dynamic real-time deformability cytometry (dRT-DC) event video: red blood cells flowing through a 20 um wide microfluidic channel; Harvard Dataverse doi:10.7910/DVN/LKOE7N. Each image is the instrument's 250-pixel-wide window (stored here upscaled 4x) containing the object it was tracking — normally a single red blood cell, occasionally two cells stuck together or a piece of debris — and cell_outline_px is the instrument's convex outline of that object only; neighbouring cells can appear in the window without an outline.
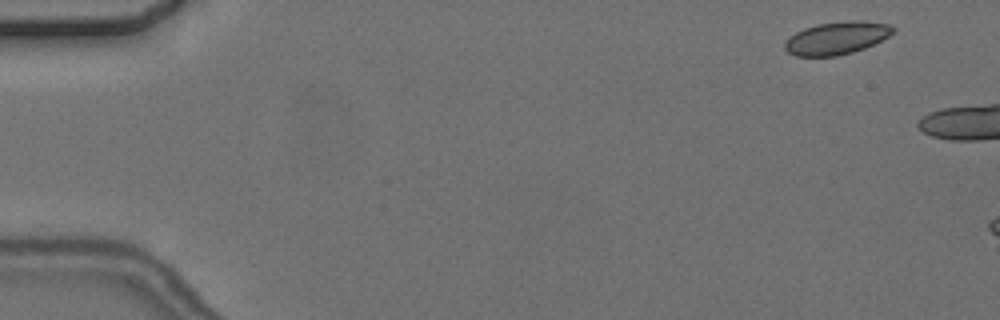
{"species": "common noctule bat (a hibernating species)", "species_latin": "Nyctalus noctula", "temperature_condition": "cold", "stored_images_in_passage": 3, "camera_frame_rate_fps": 3000, "um_per_image_px": 0.085, "animal": {"sex": "female", "body_mass_g": 24.6, "forearm_length_mm": 56.2}, "frame": {"image": 1, "passage_image": 1, "time_ms": 0.0, "image_size_px": [1000, 320], "cell_outline_px": [[896, 32], [864, 48], [852, 52], [836, 56], [796, 56], [788, 52], [784, 48], [784, 44], [796, 32], [804, 28], [816, 24], [848, 20], [864, 20], [888, 24], [896, 28]], "centroid_in_image_um": [71.15, 3.22], "position_along_channel_um": 13.9, "area_um2": 20.58}}